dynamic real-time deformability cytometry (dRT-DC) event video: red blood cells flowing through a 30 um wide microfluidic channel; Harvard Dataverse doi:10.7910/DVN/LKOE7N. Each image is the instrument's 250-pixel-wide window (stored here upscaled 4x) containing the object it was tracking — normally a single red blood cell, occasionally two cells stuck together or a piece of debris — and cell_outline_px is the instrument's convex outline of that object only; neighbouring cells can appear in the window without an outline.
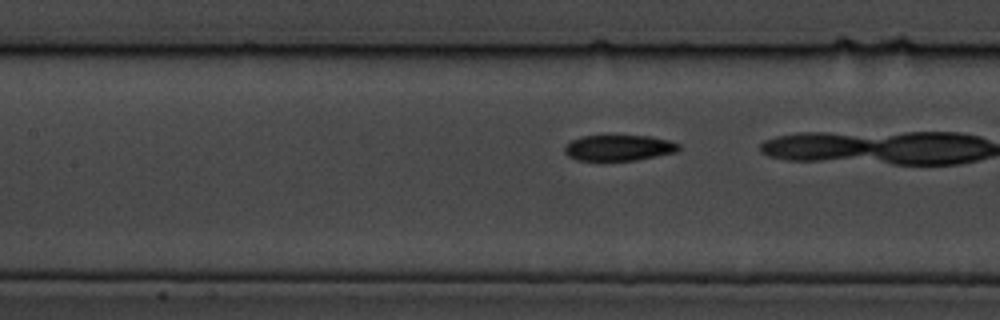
{"species": "common noctule bat (a hibernating species)", "species_latin": "Nyctalus noctula", "temperature_condition": "cold", "stored_images_in_passage": 9, "camera_frame_rate_fps": 3000, "um_per_image_px": 0.085, "animal": {"sex": "male", "body_mass_g": 19.5, "forearm_length_mm": 54.6}, "frame": {"image": 1, "passage_image": 8, "time_ms": 2.333, "image_size_px": [1000, 320], "cell_outline_px": [[680, 148], [676, 152], [636, 160], [576, 160], [568, 156], [564, 152], [564, 148], [572, 140], [584, 136], [648, 136], [672, 140], [680, 144]], "centroid_in_image_um": [52.63, 12.56], "position_along_channel_um": 154.8, "area_um2": 17.05}}